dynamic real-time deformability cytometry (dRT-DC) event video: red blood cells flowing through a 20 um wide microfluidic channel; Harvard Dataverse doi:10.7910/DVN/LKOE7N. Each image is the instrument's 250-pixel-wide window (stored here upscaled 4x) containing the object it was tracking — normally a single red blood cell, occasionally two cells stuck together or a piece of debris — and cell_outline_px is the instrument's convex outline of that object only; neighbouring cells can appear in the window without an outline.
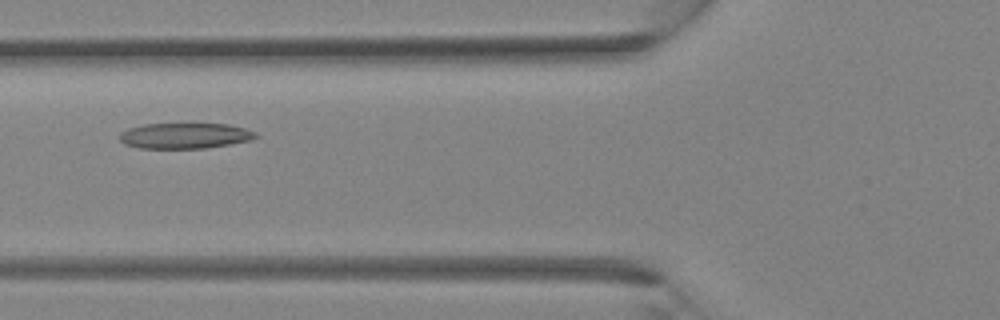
{"species": "Egyptian fruit bat (a non-hibernating species)", "species_latin": "Rousettus aegyptiacus", "temperature_condition": "room temperature", "stored_images_in_passage": 34, "camera_frame_rate_fps": 3000, "um_per_image_px": 0.085, "animal": {"sex": "female"}, "frame": {"image": 1, "passage_image": 11, "time_ms": 3.333, "image_size_px": [1000, 320], "cell_outline_px": [[260, 136], [252, 140], [204, 148], [140, 148], [124, 144], [120, 140], [120, 132], [128, 128], [144, 124], [228, 124], [244, 128], [256, 132]], "centroid_in_image_um": [15.72, 11.53], "position_along_channel_um": 110.1, "area_um2": 20.29}}
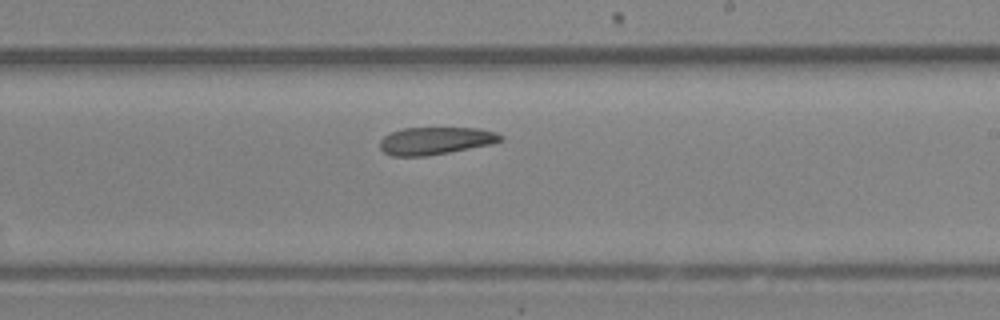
{"frame": {"image": 2, "passage_image": 19, "time_ms": 6.0, "image_size_px": [1000, 320], "cell_outline_px": [[504, 140], [488, 144], [448, 152], [424, 156], [392, 156], [384, 152], [380, 148], [380, 140], [384, 136], [392, 132], [404, 128], [480, 128], [496, 132], [504, 136]], "centroid_in_image_um": [37.01, 11.95], "position_along_channel_um": 252.0, "area_um2": 19.13}}
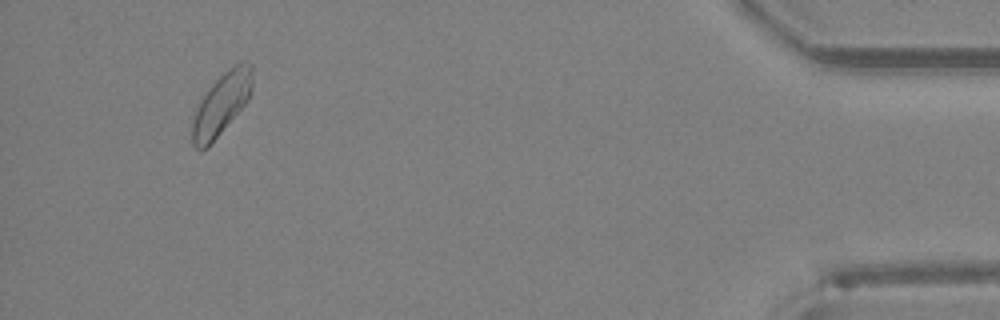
{"frame": {"image": 3, "passage_image": 32, "time_ms": 10.333, "image_size_px": [1000, 320], "cell_outline_px": [[252, 88], [248, 100], [208, 148], [196, 148], [192, 144], [192, 124], [196, 108], [208, 88], [224, 72], [240, 60], [244, 60], [252, 64]], "centroid_in_image_um": [18.84, 8.81], "position_along_channel_um": 416.4, "area_um2": 21.56}}